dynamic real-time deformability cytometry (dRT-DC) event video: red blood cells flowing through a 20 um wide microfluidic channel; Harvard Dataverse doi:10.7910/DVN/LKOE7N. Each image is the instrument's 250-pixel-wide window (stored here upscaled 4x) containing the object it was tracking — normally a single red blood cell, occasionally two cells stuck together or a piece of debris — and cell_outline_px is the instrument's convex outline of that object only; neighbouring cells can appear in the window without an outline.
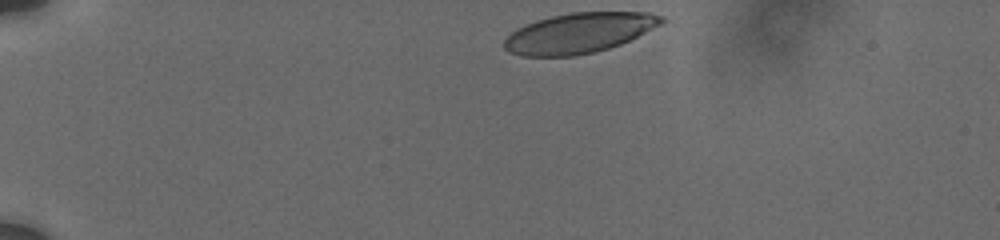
{"species": "human", "species_latin": "Homo sapiens", "temperature_condition": "cold", "stored_images_in_passage": 40, "camera_frame_rate_fps": 3000, "um_per_image_px": 0.085, "donor": {"sex": "male"}, "frame": {"image": 1, "passage_image": 1, "time_ms": 0.0, "image_size_px": [1000, 240], "cell_outline_px": [[668, 20], [620, 44], [596, 52], [576, 56], [520, 56], [508, 52], [504, 48], [504, 40], [516, 28], [536, 20], [552, 16], [572, 12], [648, 12], [664, 16]], "centroid_in_image_um": [49.2, 2.8], "position_along_channel_um": 35.8, "area_um2": 36.76}}
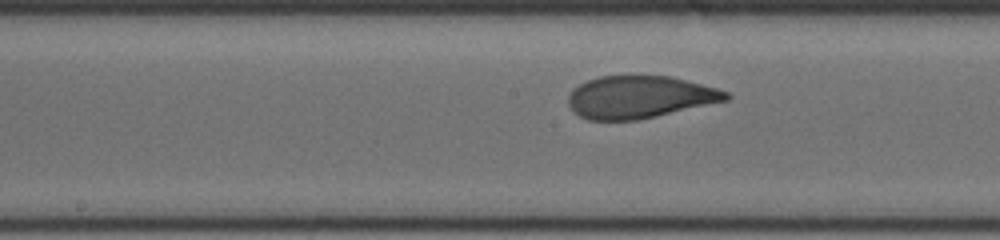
{"frame": {"image": 2, "passage_image": 21, "time_ms": 6.333, "image_size_px": [1000, 240], "cell_outline_px": [[732, 96], [728, 100], [656, 116], [636, 120], [588, 120], [580, 116], [568, 104], [568, 96], [572, 88], [588, 80], [600, 76], [668, 76], [716, 88], [728, 92]], "centroid_in_image_um": [54.35, 8.25], "position_along_channel_um": 193.8, "area_um2": 38.61}}
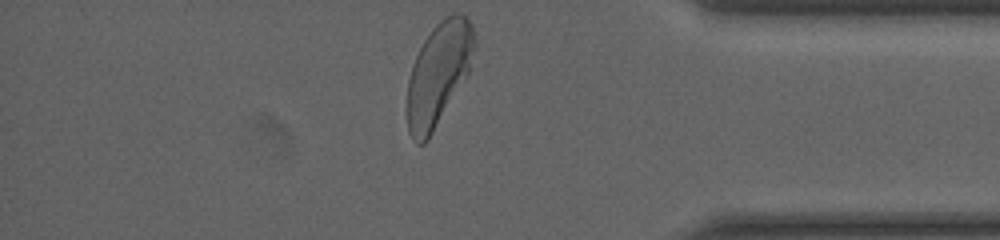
{"frame": {"image": 3, "passage_image": 40, "time_ms": 12.333, "image_size_px": [1000, 240], "cell_outline_px": [[476, 48], [468, 72], [428, 140], [424, 144], [416, 144], [412, 140], [408, 132], [408, 80], [412, 64], [424, 40], [432, 28], [444, 16], [452, 12], [460, 12], [472, 24], [476, 40]], "centroid_in_image_um": [37.28, 6.24], "position_along_channel_um": 397.9, "area_um2": 40.11}, "authors_computed_cell_mechanics": {"area_um2": 39.7664, "velocity_mm_per_s": 3.687, "shape_relaxation_time_tau1_ms": 2.7972, "shape_relaxation_time_tau2_ms": null, "deformation_change_tau1": 0.1539, "deformation_change_tau2": null}}